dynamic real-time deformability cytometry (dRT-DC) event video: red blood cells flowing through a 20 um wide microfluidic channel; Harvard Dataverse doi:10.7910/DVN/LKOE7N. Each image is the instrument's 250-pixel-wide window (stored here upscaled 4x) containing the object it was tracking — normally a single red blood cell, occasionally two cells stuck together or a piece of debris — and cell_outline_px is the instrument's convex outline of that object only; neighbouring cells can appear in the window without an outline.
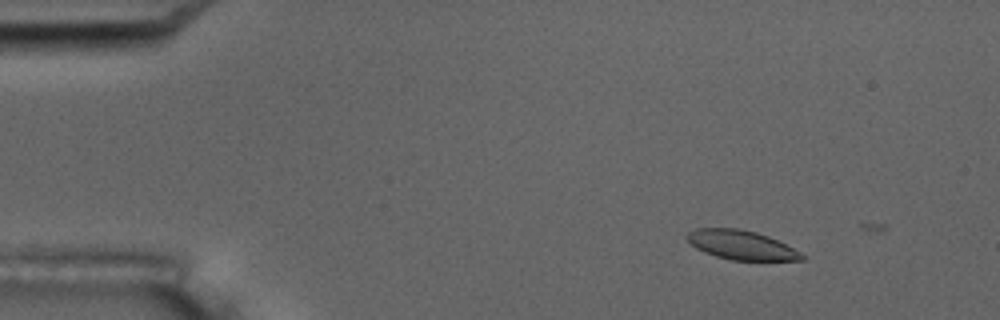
{"species": "common noctule bat (a hibernating species)", "species_latin": "Nyctalus noctula", "temperature_condition": "room temperature", "stored_images_in_passage": 4, "camera_frame_rate_fps": 3000, "um_per_image_px": 0.085, "animal": {"sex": "male", "body_mass_g": 17.5, "forearm_length_mm": 52.3}, "frame": {"image": 1, "passage_image": 3, "time_ms": 2.333, "image_size_px": [1000, 320], "cell_outline_px": [[804, 260], [732, 260], [716, 256], [704, 252], [696, 248], [684, 236], [688, 232], [696, 228], [736, 228], [756, 232], [768, 236], [800, 252], [804, 256]], "centroid_in_image_um": [62.97, 20.82], "position_along_channel_um": 22.0, "area_um2": 19.31}}